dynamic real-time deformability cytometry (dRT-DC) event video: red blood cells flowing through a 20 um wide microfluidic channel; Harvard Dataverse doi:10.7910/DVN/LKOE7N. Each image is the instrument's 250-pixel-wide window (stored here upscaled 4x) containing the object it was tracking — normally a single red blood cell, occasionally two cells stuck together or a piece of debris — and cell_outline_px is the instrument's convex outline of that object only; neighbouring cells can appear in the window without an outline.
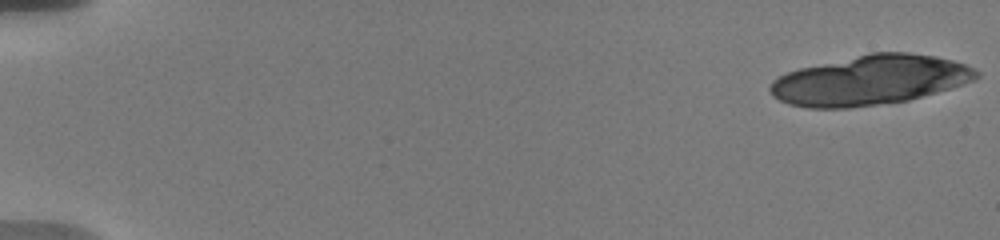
{"species": "human", "species_latin": "Homo sapiens", "temperature_condition": "warm", "stored_images_in_passage": 8, "camera_frame_rate_fps": 3000, "um_per_image_px": 0.085, "donor": {"sex": "male"}, "frame": {"image": 1, "passage_image": 1, "time_ms": 0.0, "image_size_px": [1000, 240], "cell_outline_px": [[980, 76], [976, 80], [952, 88], [908, 100], [848, 108], [808, 108], [788, 104], [772, 96], [768, 88], [772, 80], [788, 72], [800, 68], [872, 52], [908, 52], [936, 56], [952, 60], [964, 64], [980, 72]], "centroid_in_image_um": [73.96, 6.82], "position_along_channel_um": 11.0, "area_um2": 59.65}}